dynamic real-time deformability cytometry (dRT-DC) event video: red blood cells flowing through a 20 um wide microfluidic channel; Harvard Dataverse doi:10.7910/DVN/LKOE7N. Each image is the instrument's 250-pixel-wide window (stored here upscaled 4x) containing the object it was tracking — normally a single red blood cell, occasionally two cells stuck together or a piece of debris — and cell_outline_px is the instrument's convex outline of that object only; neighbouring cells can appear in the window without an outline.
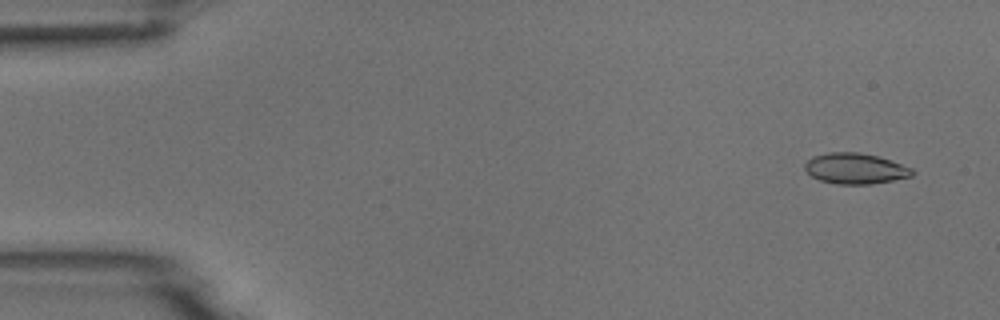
{"species": "common noctule bat (a hibernating species)", "species_latin": "Nyctalus noctula", "temperature_condition": "room temperature", "stored_images_in_passage": 4, "camera_frame_rate_fps": 3000, "um_per_image_px": 0.085, "animal": {"sex": "male", "body_mass_g": 18.8}, "frame": {"image": 1, "passage_image": 1, "time_ms": 0.0, "image_size_px": [1000, 320], "cell_outline_px": [[916, 172], [912, 176], [872, 184], [836, 184], [820, 180], [812, 176], [804, 168], [804, 164], [812, 156], [828, 152], [860, 152], [876, 156], [912, 168]], "centroid_in_image_um": [72.68, 14.32], "position_along_channel_um": 12.3, "area_um2": 19.13}}